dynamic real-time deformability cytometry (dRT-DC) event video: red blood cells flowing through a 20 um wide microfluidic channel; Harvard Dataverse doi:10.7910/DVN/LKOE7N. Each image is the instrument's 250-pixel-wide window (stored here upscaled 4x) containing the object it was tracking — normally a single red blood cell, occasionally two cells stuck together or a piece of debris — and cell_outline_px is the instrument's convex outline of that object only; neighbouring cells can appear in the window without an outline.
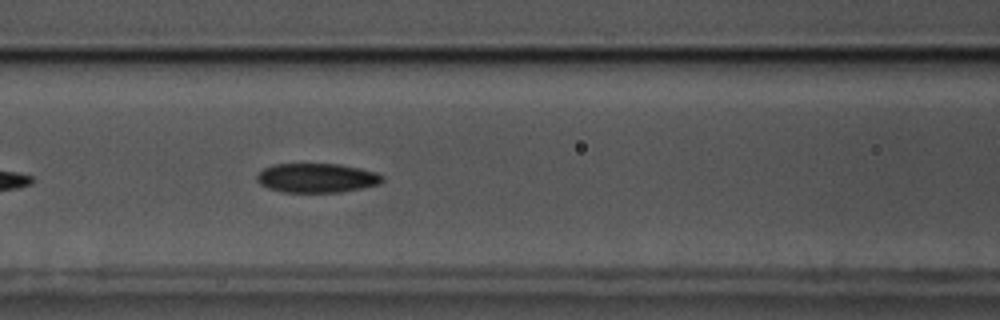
{"species": "common noctule bat (a hibernating species)", "species_latin": "Nyctalus noctula", "temperature_condition": "cold", "stored_images_in_passage": 23, "camera_frame_rate_fps": 3000, "um_per_image_px": 0.085, "animal": {"sex": "male", "body_mass_g": 17.5, "forearm_length_mm": 52.3}, "frame": {"image": 1, "passage_image": 10, "time_ms": 3.0, "image_size_px": [1000, 320], "cell_outline_px": [[384, 180], [380, 184], [340, 192], [284, 192], [268, 188], [260, 184], [256, 180], [256, 176], [264, 168], [272, 164], [340, 164], [360, 168], [376, 172], [384, 176]], "centroid_in_image_um": [26.93, 15.12], "position_along_channel_um": 139.7, "area_um2": 21.44}}
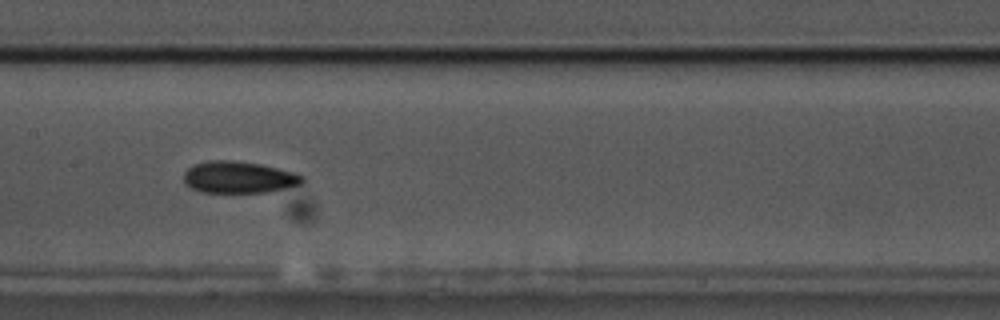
{"frame": {"image": 2, "passage_image": 14, "time_ms": 4.333, "image_size_px": [1000, 320], "cell_outline_px": [[304, 180], [300, 184], [268, 192], [204, 192], [192, 188], [184, 184], [184, 172], [192, 164], [208, 160], [232, 160], [260, 164], [296, 172], [304, 176]], "centroid_in_image_um": [20.28, 15.05], "position_along_channel_um": 187.1, "area_um2": 22.02}}
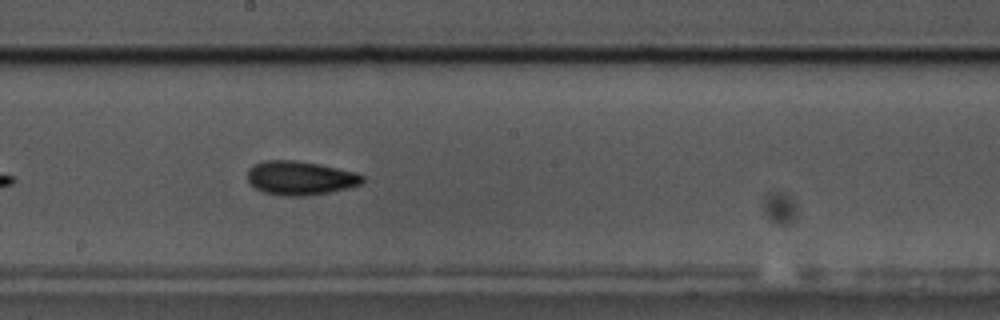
{"frame": {"image": 3, "passage_image": 17, "time_ms": 5.333, "image_size_px": [1000, 320], "cell_outline_px": [[364, 180], [360, 184], [348, 188], [328, 192], [304, 196], [284, 196], [264, 192], [256, 188], [248, 180], [248, 168], [252, 164], [264, 160], [292, 160], [320, 164], [356, 172], [364, 176]], "centroid_in_image_um": [25.51, 15.12], "position_along_channel_um": 222.7, "area_um2": 22.72}}